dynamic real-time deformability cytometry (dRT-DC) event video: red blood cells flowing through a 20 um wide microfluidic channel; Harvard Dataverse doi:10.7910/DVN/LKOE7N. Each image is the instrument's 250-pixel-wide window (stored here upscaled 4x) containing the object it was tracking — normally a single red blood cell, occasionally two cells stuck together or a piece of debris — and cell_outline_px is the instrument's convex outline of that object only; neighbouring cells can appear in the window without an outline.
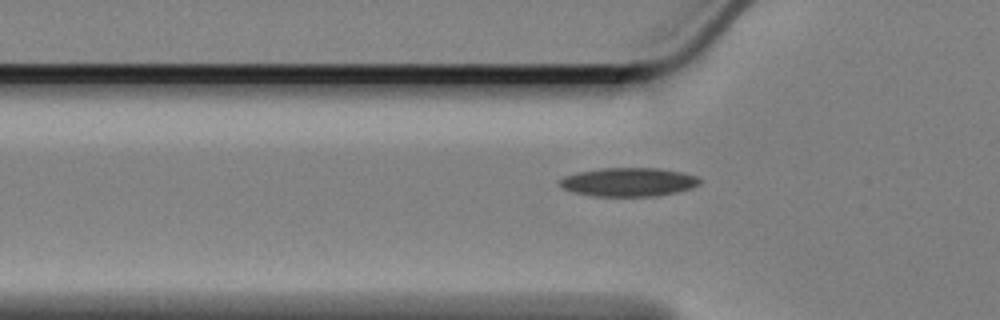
{"species": "Egyptian fruit bat (a non-hibernating species)", "species_latin": "Rousettus aegyptiacus", "temperature_condition": "cold", "stored_images_in_passage": 39, "camera_frame_rate_fps": 3000, "um_per_image_px": 0.085, "animal": {"sex": "female"}, "frame": {"image": 1, "passage_image": 5, "time_ms": 1.333, "image_size_px": [1000, 320], "cell_outline_px": [[700, 184], [692, 188], [676, 192], [656, 196], [592, 196], [572, 192], [564, 188], [560, 184], [560, 180], [564, 176], [576, 172], [600, 168], [656, 168], [680, 172], [696, 176], [700, 180]], "centroid_in_image_um": [53.41, 15.47], "position_along_channel_um": 72.4, "area_um2": 23.35}}
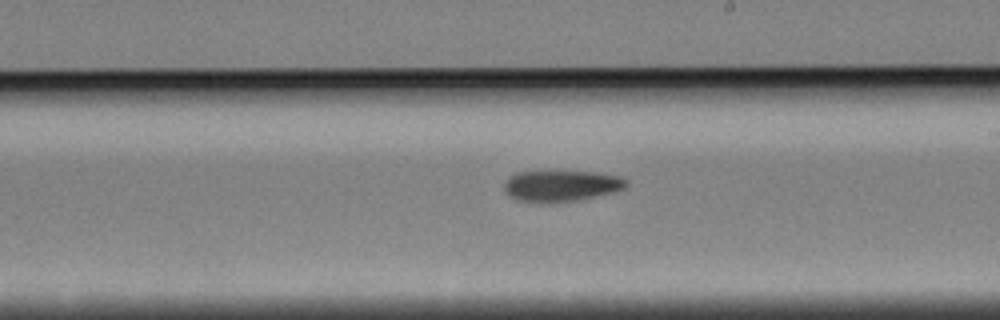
{"frame": {"image": 2, "passage_image": 20, "time_ms": 6.333, "image_size_px": [1000, 320], "cell_outline_px": [[628, 184], [624, 188], [616, 192], [580, 200], [548, 204], [540, 204], [516, 200], [504, 192], [504, 184], [512, 176], [520, 172], [592, 172], [620, 176], [628, 180]], "centroid_in_image_um": [47.73, 15.84], "position_along_channel_um": 241.3, "area_um2": 22.43}}
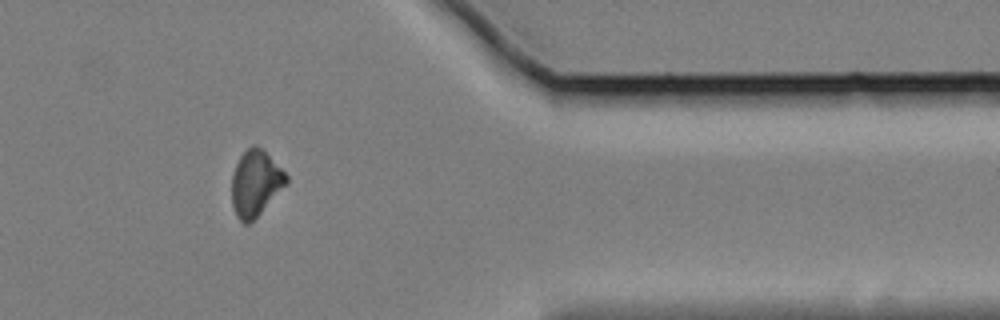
{"frame": {"image": 3, "passage_image": 35, "time_ms": 11.333, "image_size_px": [1000, 320], "cell_outline_px": [[288, 184], [248, 224], [244, 224], [236, 216], [232, 204], [232, 176], [236, 164], [240, 156], [252, 144], [256, 144], [288, 176]], "centroid_in_image_um": [21.71, 15.58], "position_along_channel_um": 389.7, "area_um2": 20.52}}